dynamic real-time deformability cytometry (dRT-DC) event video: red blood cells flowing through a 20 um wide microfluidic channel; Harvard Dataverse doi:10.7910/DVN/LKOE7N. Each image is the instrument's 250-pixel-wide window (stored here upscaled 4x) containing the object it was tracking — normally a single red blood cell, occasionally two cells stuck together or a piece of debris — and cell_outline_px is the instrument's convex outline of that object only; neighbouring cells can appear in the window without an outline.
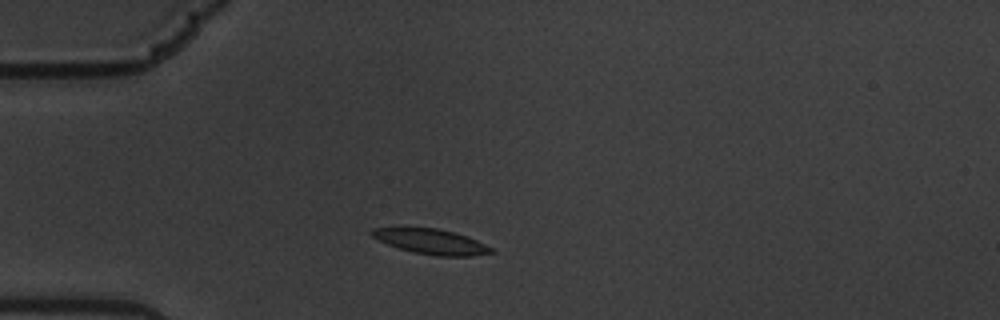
{"species": "common noctule bat (a hibernating species)", "species_latin": "Nyctalus noctula", "temperature_condition": "warm", "stored_images_in_passage": 45, "camera_frame_rate_fps": 3000, "um_per_image_px": 0.085, "animal": {"sex": "male", "body_mass_g": 19.5, "forearm_length_mm": 54.6}, "frame": {"image": 1, "passage_image": 1, "time_ms": 0.0, "image_size_px": [1000, 320], "cell_outline_px": [[496, 252], [472, 256], [436, 256], [412, 252], [388, 244], [372, 236], [372, 228], [400, 224], [404, 224], [436, 228], [456, 232], [476, 240], [492, 248]], "centroid_in_image_um": [36.57, 20.47], "position_along_channel_um": 48.4, "area_um2": 18.21}}
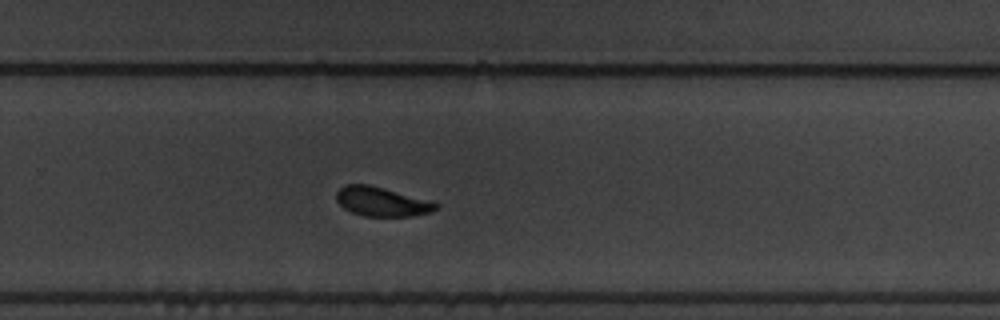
{"frame": {"image": 2, "passage_image": 25, "time_ms": 8.0, "image_size_px": [1000, 320], "cell_outline_px": [[440, 208], [432, 212], [412, 216], [364, 216], [352, 212], [344, 208], [336, 200], [336, 192], [344, 184], [368, 184], [432, 200], [440, 204]], "centroid_in_image_um": [32.5, 17.13], "position_along_channel_um": 297.3, "area_um2": 17.22}}
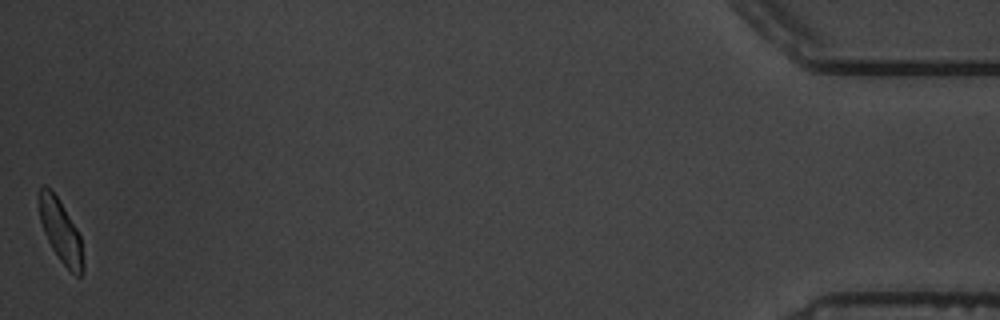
{"frame": {"image": 3, "passage_image": 45, "time_ms": 14.667, "image_size_px": [1000, 320], "cell_outline_px": [[84, 272], [80, 276], [76, 276], [60, 260], [52, 248], [44, 232], [40, 220], [36, 196], [36, 192], [44, 184], [56, 196], [76, 228], [80, 236], [84, 264]], "centroid_in_image_um": [5.12, 19.63], "position_along_channel_um": 430.1, "area_um2": 16.07}, "authors_computed_cell_mechanics": {"area_um2": 17.5712, "velocity_mm_per_s": 3.3378, "shape_relaxation_time_tau1_ms": 4.3696, "shape_relaxation_time_tau2_ms": 1.8084, "deformation_change_tau1": 0.1611, "deformation_change_tau2": 0.0687}}